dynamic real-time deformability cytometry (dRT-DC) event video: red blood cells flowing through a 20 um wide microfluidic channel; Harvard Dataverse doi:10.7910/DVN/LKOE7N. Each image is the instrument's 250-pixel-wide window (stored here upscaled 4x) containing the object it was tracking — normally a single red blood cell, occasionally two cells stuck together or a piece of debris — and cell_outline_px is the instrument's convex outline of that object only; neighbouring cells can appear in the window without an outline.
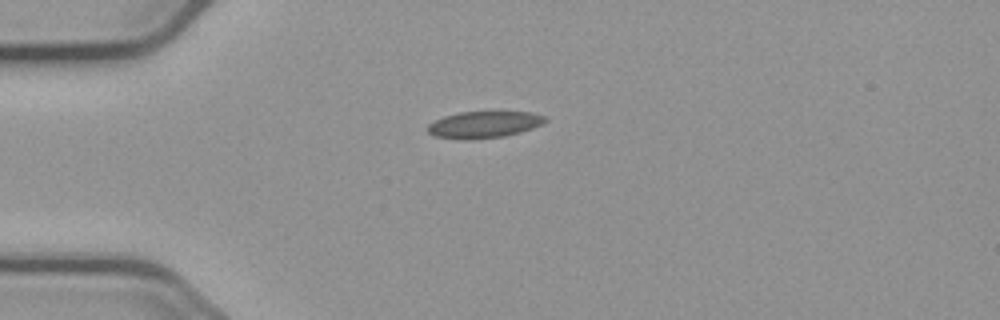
{"species": "common noctule bat (a hibernating species)", "species_latin": "Nyctalus noctula", "temperature_condition": "cold", "stored_images_in_passage": 50, "camera_frame_rate_fps": 3000, "um_per_image_px": 0.085, "animal": {"sex": "male", "body_mass_g": 23.1, "forearm_length_mm": 52.7}, "frame": {"image": 1, "passage_image": 9, "time_ms": 2.667, "image_size_px": [1000, 320], "cell_outline_px": [[548, 120], [532, 128], [520, 132], [504, 136], [436, 136], [428, 132], [424, 128], [428, 124], [444, 116], [460, 112], [532, 112], [544, 116]], "centroid_in_image_um": [41.18, 10.53], "position_along_channel_um": 43.8, "area_um2": 17.17}}
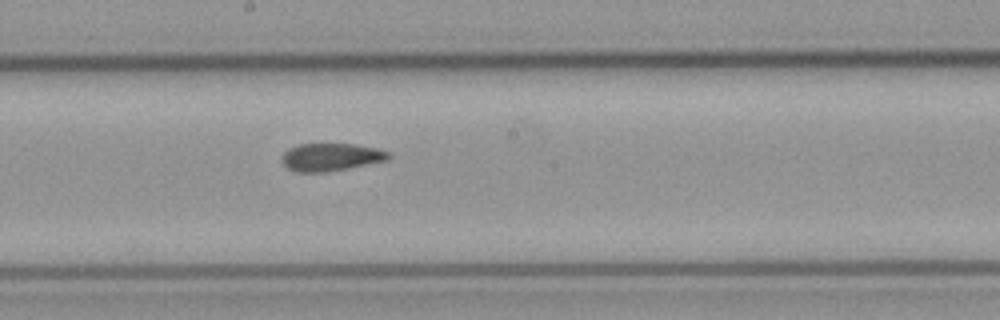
{"frame": {"image": 2, "passage_image": 25, "time_ms": 8.0, "image_size_px": [1000, 320], "cell_outline_px": [[392, 156], [388, 160], [348, 168], [324, 172], [296, 172], [288, 168], [280, 160], [284, 152], [288, 148], [300, 144], [356, 144], [376, 148], [388, 152]], "centroid_in_image_um": [28.12, 13.35], "position_along_channel_um": 220.1, "area_um2": 17.22}}
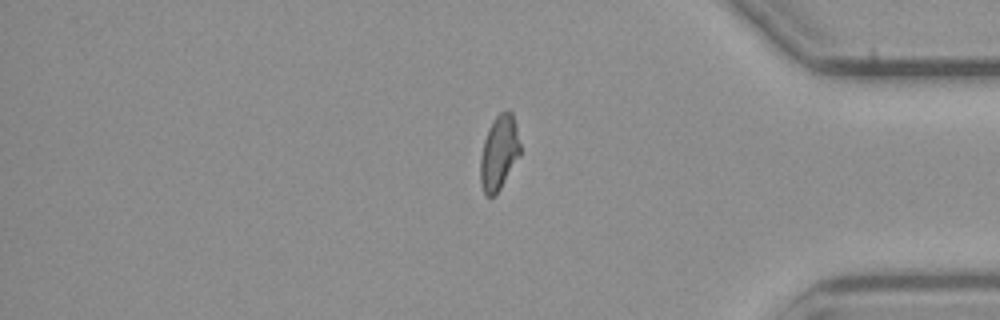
{"frame": {"image": 3, "passage_image": 41, "time_ms": 13.333, "image_size_px": [1000, 320], "cell_outline_px": [[520, 156], [496, 196], [488, 196], [484, 192], [480, 184], [480, 156], [484, 140], [488, 128], [492, 120], [500, 112], [508, 108], [512, 112], [516, 124], [520, 144]], "centroid_in_image_um": [42.42, 12.96], "position_along_channel_um": 392.8, "area_um2": 17.63}, "authors_computed_cell_mechanics": {"area_um2": 17.918, "velocity_mm_per_s": 3.7073, "shape_relaxation_time_tau1_ms": null, "shape_relaxation_time_tau2_ms": 1.7583, "deformation_change_tau1": null, "deformation_change_tau2": 0.0505}}